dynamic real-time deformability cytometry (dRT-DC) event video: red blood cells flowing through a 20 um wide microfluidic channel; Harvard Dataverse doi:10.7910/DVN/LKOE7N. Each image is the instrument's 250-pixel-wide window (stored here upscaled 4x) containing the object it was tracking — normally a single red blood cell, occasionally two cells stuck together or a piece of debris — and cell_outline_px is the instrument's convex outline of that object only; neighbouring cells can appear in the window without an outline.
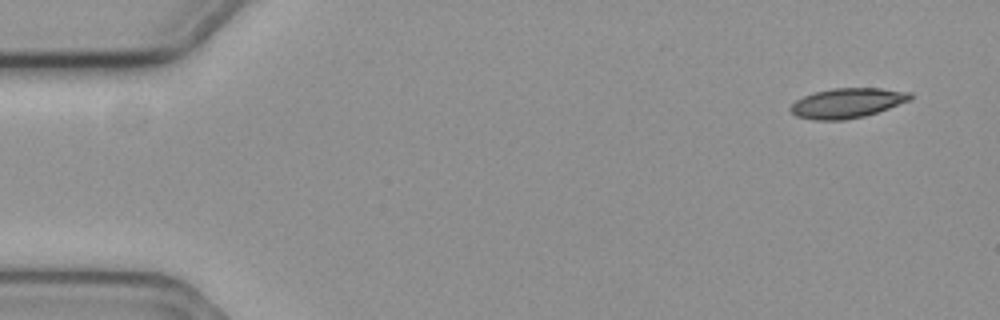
{"species": "common noctule bat (a hibernating species)", "species_latin": "Nyctalus noctula", "temperature_condition": "cold", "stored_images_in_passage": 8, "camera_frame_rate_fps": 3000, "um_per_image_px": 0.085, "animal": {"sex": "female", "body_mass_g": 19.3, "forearm_length_mm": 54.1}, "frame": {"image": 1, "passage_image": 1, "time_ms": 0.0, "image_size_px": [1000, 320], "cell_outline_px": [[912, 96], [908, 100], [888, 108], [864, 116], [844, 120], [816, 120], [796, 116], [788, 108], [796, 100], [804, 96], [816, 92], [832, 88], [880, 88], [912, 92]], "centroid_in_image_um": [71.98, 8.75], "position_along_channel_um": 13.0, "area_um2": 20.58}}
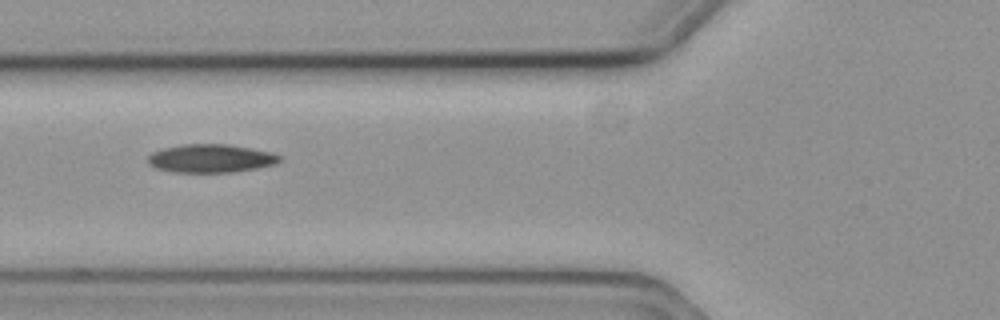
{"frame": {"image": 2, "passage_image": 6, "time_ms": 1.667, "image_size_px": [1000, 320], "cell_outline_px": [[280, 160], [276, 164], [256, 168], [232, 172], [172, 172], [156, 168], [148, 164], [148, 156], [152, 152], [164, 148], [184, 144], [228, 144], [272, 152], [280, 156]], "centroid_in_image_um": [17.9, 13.46], "position_along_channel_um": 107.9, "area_um2": 21.68}}
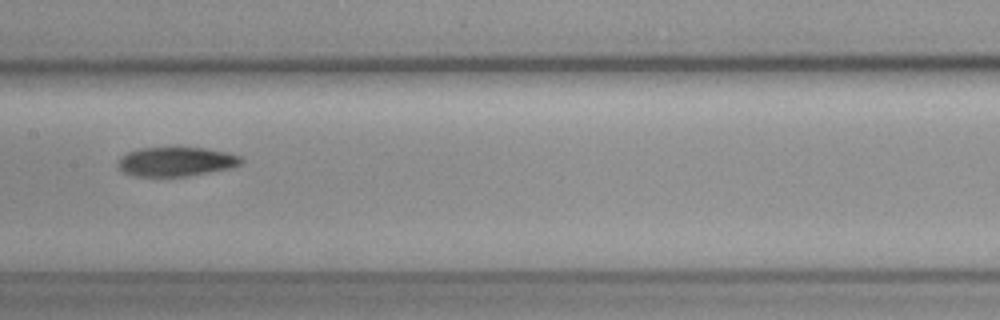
{"frame": {"image": 3, "passage_image": 8, "time_ms": 2.333, "image_size_px": [1000, 320], "cell_outline_px": [[244, 160], [240, 164], [228, 168], [188, 176], [136, 176], [120, 172], [120, 156], [128, 152], [140, 148], [176, 144], [204, 148], [228, 152], [240, 156]], "centroid_in_image_um": [14.95, 13.68], "position_along_channel_um": 192.4, "area_um2": 21.68}}